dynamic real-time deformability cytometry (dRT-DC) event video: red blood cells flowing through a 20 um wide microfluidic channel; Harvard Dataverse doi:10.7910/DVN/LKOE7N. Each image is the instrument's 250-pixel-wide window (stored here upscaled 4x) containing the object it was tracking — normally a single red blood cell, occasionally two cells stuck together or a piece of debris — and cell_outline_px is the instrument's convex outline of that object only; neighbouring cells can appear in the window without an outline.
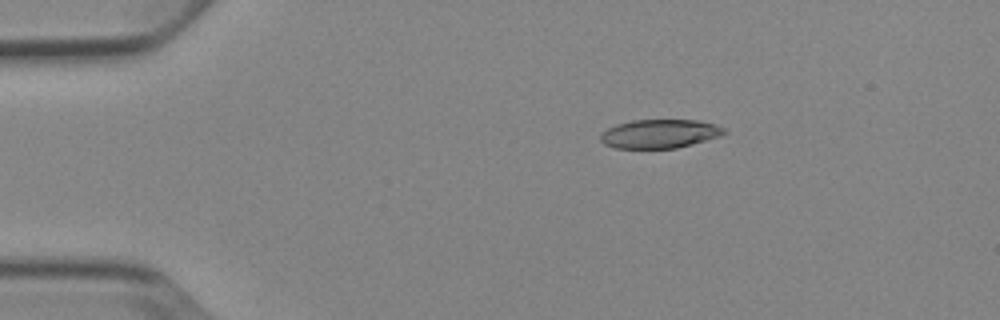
{"species": "Egyptian fruit bat (a non-hibernating species)", "species_latin": "Rousettus aegyptiacus", "temperature_condition": "cold", "stored_images_in_passage": 6, "camera_frame_rate_fps": 3000, "um_per_image_px": 0.085, "animal": {"sex": "female"}, "frame": {"image": 1, "passage_image": 3, "time_ms": 2.333, "image_size_px": [1000, 320], "cell_outline_px": [[728, 132], [720, 136], [692, 144], [676, 148], [612, 148], [604, 144], [600, 140], [600, 132], [616, 124], [632, 120], [700, 120], [716, 124], [724, 128]], "centroid_in_image_um": [56.06, 11.36], "position_along_channel_um": 28.9, "area_um2": 20.92}}
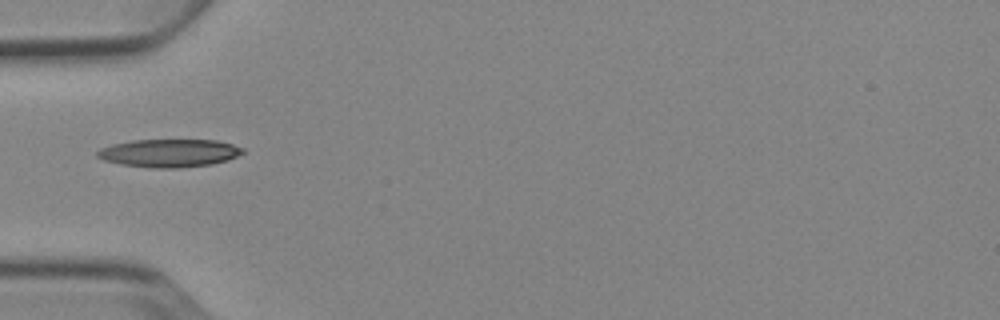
{"frame": {"image": 2, "passage_image": 5, "time_ms": 5.0, "image_size_px": [1000, 320], "cell_outline_px": [[244, 152], [228, 160], [212, 164], [180, 168], [148, 168], [120, 164], [104, 160], [96, 156], [96, 152], [100, 148], [112, 144], [132, 140], [216, 140], [232, 144], [244, 148]], "centroid_in_image_um": [14.36, 13.01], "position_along_channel_um": 70.6, "area_um2": 23.87}}
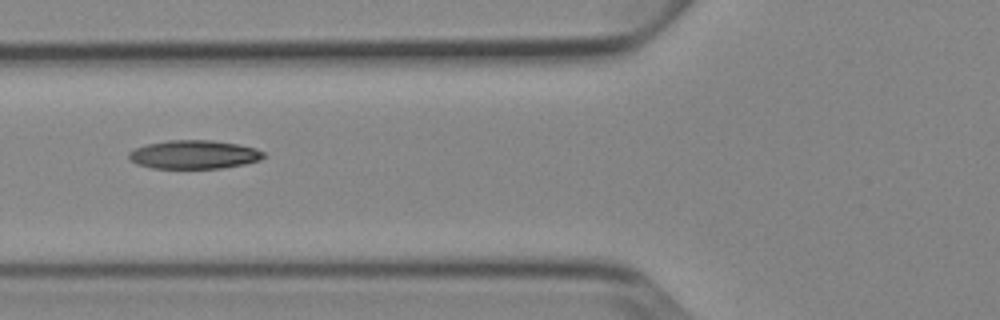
{"frame": {"image": 3, "passage_image": 6, "time_ms": 6.0, "image_size_px": [1000, 320], "cell_outline_px": [[264, 156], [260, 160], [244, 164], [220, 168], [152, 168], [136, 164], [128, 160], [128, 152], [136, 148], [148, 144], [168, 140], [212, 140], [240, 144], [256, 148], [264, 152]], "centroid_in_image_um": [16.48, 13.13], "position_along_channel_um": 109.3, "area_um2": 22.54}}